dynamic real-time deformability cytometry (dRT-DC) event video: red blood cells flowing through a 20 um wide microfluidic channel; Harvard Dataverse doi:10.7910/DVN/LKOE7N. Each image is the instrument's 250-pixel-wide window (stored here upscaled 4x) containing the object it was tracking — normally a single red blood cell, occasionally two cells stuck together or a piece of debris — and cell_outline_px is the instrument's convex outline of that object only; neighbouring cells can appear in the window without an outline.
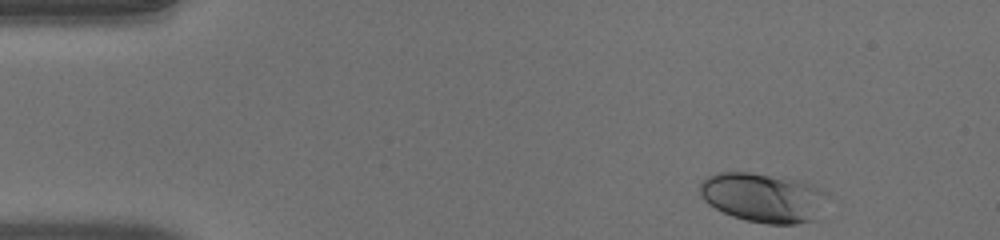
{"species": "human", "species_latin": "Homo sapiens", "temperature_condition": "warm", "stored_images_in_passage": 46, "camera_frame_rate_fps": 3000, "um_per_image_px": 0.085, "donor": {"sex": "male"}, "frame": {"image": 1, "passage_image": 1, "time_ms": 0.0, "image_size_px": [1000, 240], "cell_outline_px": [[832, 196], [812, 220], [796, 224], [768, 224], [744, 220], [732, 216], [708, 204], [700, 196], [700, 180], [716, 172], [748, 172], [800, 180], [812, 184], [828, 192]], "centroid_in_image_um": [64.89, 16.78], "position_along_channel_um": 20.1, "area_um2": 37.05}}
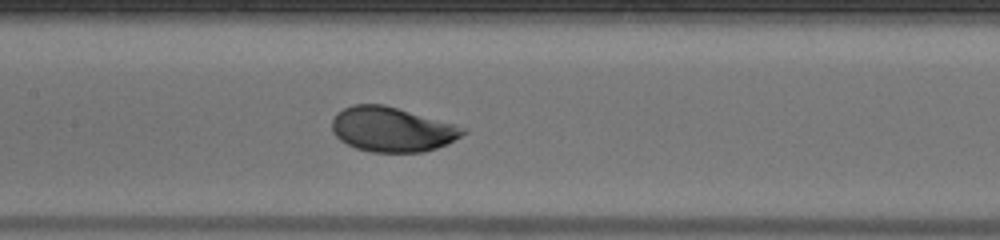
{"frame": {"image": 2, "passage_image": 20, "time_ms": 6.333, "image_size_px": [1000, 240], "cell_outline_px": [[468, 132], [448, 144], [424, 152], [372, 152], [356, 148], [340, 140], [332, 132], [332, 120], [336, 112], [352, 104], [384, 104], [456, 124], [468, 128]], "centroid_in_image_um": [33.35, 10.99], "position_along_channel_um": 174.1, "area_um2": 34.45}}
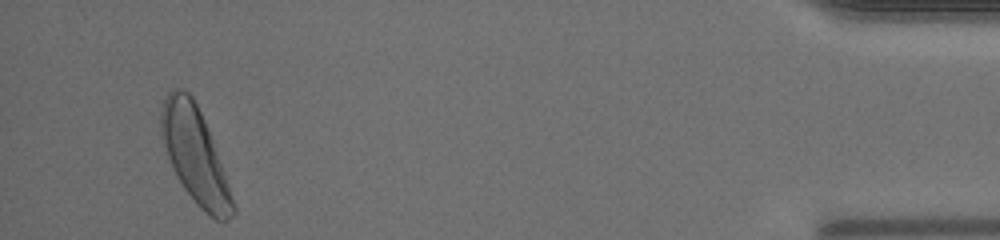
{"frame": {"image": 3, "passage_image": 44, "time_ms": 14.333, "image_size_px": [1000, 240], "cell_outline_px": [[236, 212], [228, 220], [216, 220], [200, 208], [196, 204], [184, 188], [176, 176], [168, 156], [164, 144], [160, 128], [160, 112], [164, 96], [172, 88], [184, 88], [192, 96], [204, 120], [212, 140], [228, 184], [236, 208]], "centroid_in_image_um": [16.55, 13.16], "position_along_channel_um": 418.7, "area_um2": 39.42}, "authors_computed_cell_mechanics": {"area_um2": 34.5933, "velocity_mm_per_s": 3.9791, "shape_relaxation_time_tau1_ms": 2.5349, "shape_relaxation_time_tau2_ms": null, "deformation_change_tau1": 0.1295, "deformation_change_tau2": null}}